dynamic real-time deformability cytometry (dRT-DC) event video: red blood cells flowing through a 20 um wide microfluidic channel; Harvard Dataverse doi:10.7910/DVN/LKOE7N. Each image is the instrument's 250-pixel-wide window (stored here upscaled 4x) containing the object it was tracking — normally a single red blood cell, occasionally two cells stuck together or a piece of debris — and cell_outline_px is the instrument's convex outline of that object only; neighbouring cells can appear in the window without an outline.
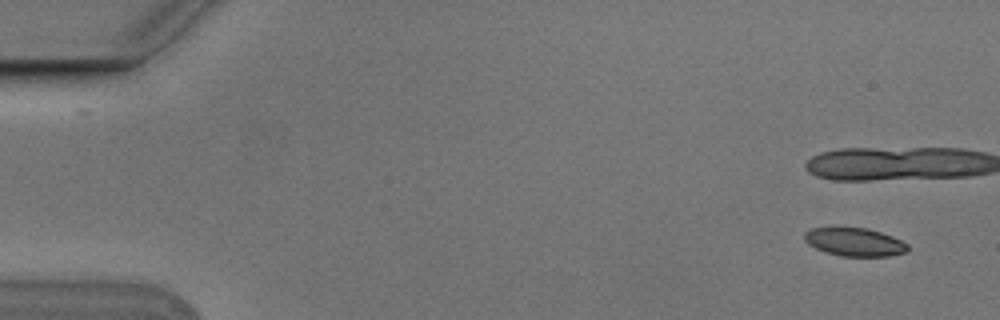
{"species": "Egyptian fruit bat (a non-hibernating species)", "species_latin": "Rousettus aegyptiacus", "temperature_condition": "cold", "stored_images_in_passage": 6, "camera_frame_rate_fps": 3000, "um_per_image_px": 0.085, "animal": {"sex": "male"}, "frame": {"image": 1, "passage_image": 2, "time_ms": 0.333, "image_size_px": [1000, 320], "cell_outline_px": [[908, 252], [888, 256], [844, 256], [828, 252], [816, 248], [808, 244], [804, 240], [804, 232], [812, 228], [868, 228], [892, 236], [908, 244]], "centroid_in_image_um": [72.66, 20.57], "position_along_channel_um": 12.3, "area_um2": 16.82}}